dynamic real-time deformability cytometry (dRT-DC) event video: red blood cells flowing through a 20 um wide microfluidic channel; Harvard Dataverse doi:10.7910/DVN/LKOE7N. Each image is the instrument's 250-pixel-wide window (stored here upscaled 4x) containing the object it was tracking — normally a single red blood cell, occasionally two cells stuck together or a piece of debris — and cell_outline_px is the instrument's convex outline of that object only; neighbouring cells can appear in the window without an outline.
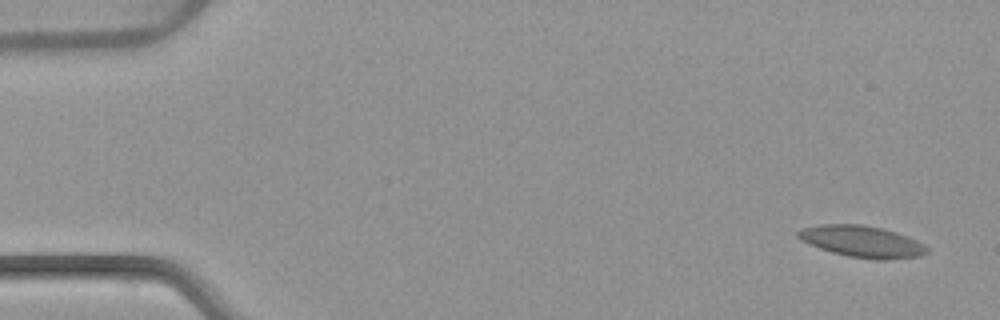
{"species": "common noctule bat (a hibernating species)", "species_latin": "Nyctalus noctula", "temperature_condition": "warm", "stored_images_in_passage": 5, "camera_frame_rate_fps": 3000, "um_per_image_px": 0.085, "animal": {"sex": "female", "body_mass_g": 22.7, "forearm_length_mm": 54.2}, "frame": {"image": 1, "passage_image": 1, "time_ms": 0.0, "image_size_px": [1000, 320], "cell_outline_px": [[928, 252], [916, 256], [880, 260], [876, 260], [848, 256], [832, 252], [820, 248], [800, 240], [796, 236], [796, 232], [800, 228], [820, 224], [860, 224], [880, 228], [896, 232], [916, 240], [924, 244], [928, 248]], "centroid_in_image_um": [73.21, 20.52], "position_along_channel_um": 11.8, "area_um2": 23.52}}